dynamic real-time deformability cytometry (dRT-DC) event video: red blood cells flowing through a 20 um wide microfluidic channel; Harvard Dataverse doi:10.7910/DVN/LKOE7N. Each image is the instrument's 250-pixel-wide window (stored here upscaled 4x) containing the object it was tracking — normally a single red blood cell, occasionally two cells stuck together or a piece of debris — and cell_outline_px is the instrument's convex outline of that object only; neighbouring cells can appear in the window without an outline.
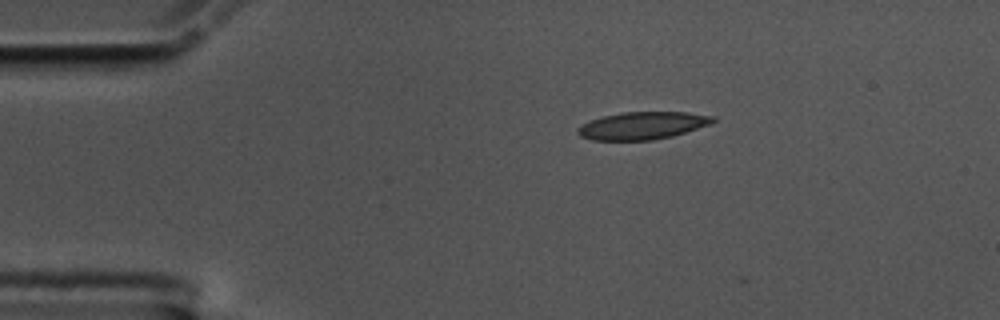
{"species": "common noctule bat (a hibernating species)", "species_latin": "Nyctalus noctula", "temperature_condition": "cold", "stored_images_in_passage": 5, "camera_frame_rate_fps": 3000, "um_per_image_px": 0.085, "animal": {"sex": "male", "body_mass_g": 17.5, "forearm_length_mm": 52.3}, "frame": {"image": 1, "passage_image": 1, "time_ms": 0.0, "image_size_px": [1000, 320], "cell_outline_px": [[716, 120], [708, 124], [672, 136], [652, 140], [592, 140], [580, 136], [576, 132], [576, 128], [580, 124], [604, 116], [620, 112], [688, 112], [716, 116]], "centroid_in_image_um": [54.57, 10.67], "position_along_channel_um": 30.4, "area_um2": 21.62}}